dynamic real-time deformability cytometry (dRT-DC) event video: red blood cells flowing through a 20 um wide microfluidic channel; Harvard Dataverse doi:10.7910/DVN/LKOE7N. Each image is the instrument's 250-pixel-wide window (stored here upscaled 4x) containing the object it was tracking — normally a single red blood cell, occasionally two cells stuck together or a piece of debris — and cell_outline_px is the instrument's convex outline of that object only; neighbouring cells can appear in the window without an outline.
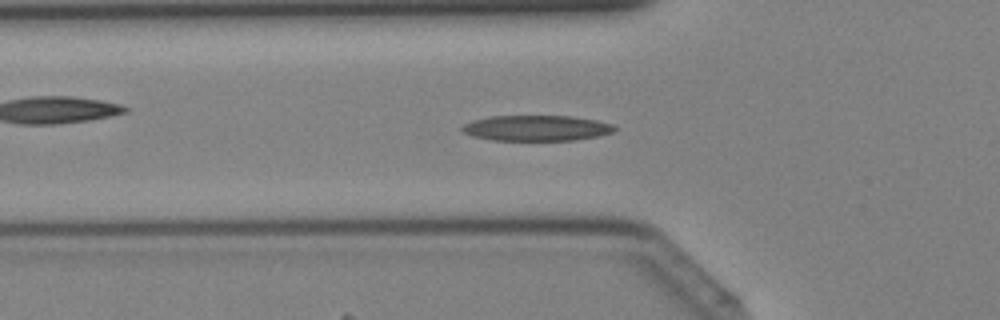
{"species": "Egyptian fruit bat (a non-hibernating species)", "species_latin": "Rousettus aegyptiacus", "temperature_condition": "cold", "stored_images_in_passage": 30, "camera_frame_rate_fps": 3000, "um_per_image_px": 0.085, "animal": {"sex": "female"}, "frame": {"image": 1, "passage_image": 2, "time_ms": 0.333, "image_size_px": [1000, 320], "cell_outline_px": [[616, 128], [612, 132], [600, 136], [576, 140], [492, 140], [472, 136], [464, 132], [460, 128], [464, 124], [472, 120], [492, 116], [572, 116], [596, 120], [612, 124]], "centroid_in_image_um": [45.6, 10.89], "position_along_channel_um": 80.2, "area_um2": 22.72}}
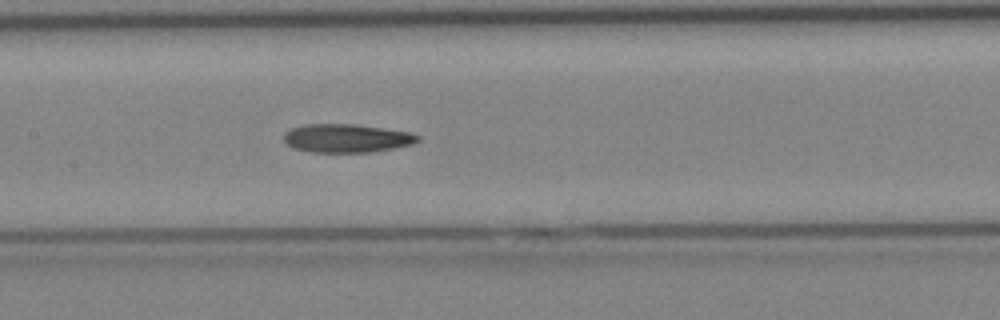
{"frame": {"image": 2, "passage_image": 8, "time_ms": 2.333, "image_size_px": [1000, 320], "cell_outline_px": [[420, 140], [412, 144], [392, 148], [368, 152], [312, 152], [296, 148], [288, 144], [284, 140], [284, 132], [292, 128], [304, 124], [356, 124], [412, 132], [420, 136]], "centroid_in_image_um": [29.49, 11.73], "position_along_channel_um": 177.9, "area_um2": 22.14}}
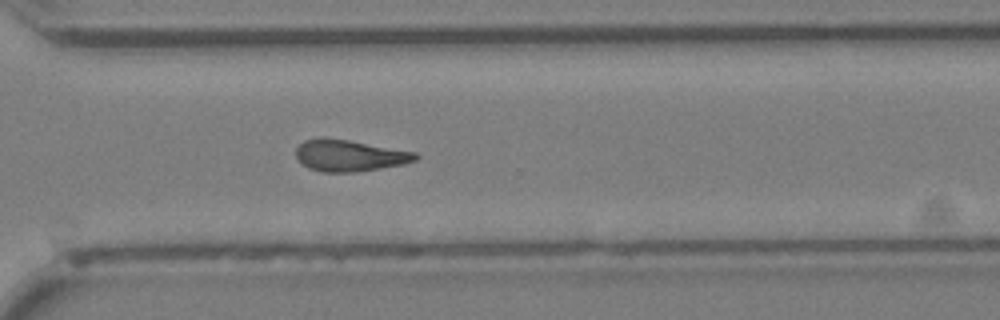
{"frame": {"image": 3, "passage_image": 18, "time_ms": 5.667, "image_size_px": [1000, 320], "cell_outline_px": [[420, 156], [416, 160], [404, 164], [380, 168], [352, 172], [324, 172], [308, 168], [296, 160], [296, 148], [304, 140], [324, 136], [348, 140], [416, 152]], "centroid_in_image_um": [29.67, 13.21], "position_along_channel_um": 340.9, "area_um2": 22.08}}